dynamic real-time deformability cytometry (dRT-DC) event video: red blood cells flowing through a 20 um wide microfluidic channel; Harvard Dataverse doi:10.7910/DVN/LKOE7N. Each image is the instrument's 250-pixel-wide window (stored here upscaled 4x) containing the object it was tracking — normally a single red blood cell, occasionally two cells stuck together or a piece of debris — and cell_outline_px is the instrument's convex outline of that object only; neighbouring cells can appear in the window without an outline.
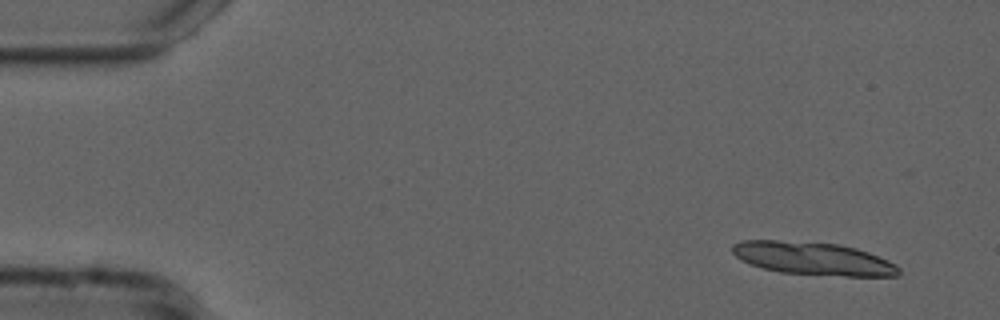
{"species": "common noctule bat (a hibernating species)", "species_latin": "Nyctalus noctula", "temperature_condition": "cold", "stored_images_in_passage": 12, "camera_frame_rate_fps": 3000, "um_per_image_px": 0.085, "animal": {"sex": "male", "forearm_length_mm": 52.5}, "frame": {"image": 1, "passage_image": 1, "time_ms": 0.0, "image_size_px": [1000, 320], "cell_outline_px": [[900, 276], [844, 276], [780, 272], [764, 268], [752, 264], [736, 256], [732, 252], [732, 244], [740, 240], [776, 240], [836, 244], [856, 248], [868, 252], [888, 260], [896, 264], [900, 268]], "centroid_in_image_um": [69.15, 21.97], "position_along_channel_um": 15.9, "area_um2": 31.67}}